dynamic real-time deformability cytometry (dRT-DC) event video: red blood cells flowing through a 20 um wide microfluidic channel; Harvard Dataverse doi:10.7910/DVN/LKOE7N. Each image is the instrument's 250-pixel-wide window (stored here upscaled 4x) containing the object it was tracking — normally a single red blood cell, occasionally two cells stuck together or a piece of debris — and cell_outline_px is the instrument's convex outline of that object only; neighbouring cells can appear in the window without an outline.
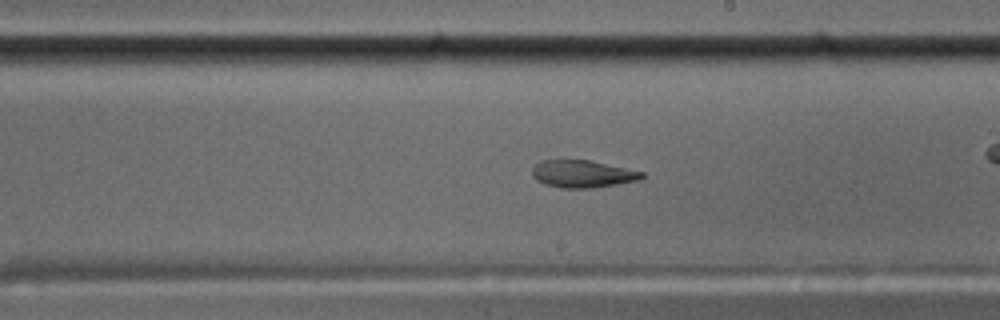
{"species": "common noctule bat (a hibernating species)", "species_latin": "Nyctalus noctula", "temperature_condition": "cold", "stored_images_in_passage": 59, "camera_frame_rate_fps": 3000, "um_per_image_px": 0.085, "animal": {"sex": "male", "body_mass_g": 17.5, "forearm_length_mm": 52.3}, "frame": {"image": 1, "passage_image": 34, "time_ms": 11.0, "image_size_px": [1000, 320], "cell_outline_px": [[644, 176], [640, 180], [592, 188], [560, 188], [544, 184], [536, 180], [532, 176], [532, 168], [540, 160], [588, 160], [644, 172]], "centroid_in_image_um": [49.48, 14.79], "position_along_channel_um": 239.5, "area_um2": 17.46}, "authors_computed_cell_mechanics": {"area_um2": 18.3226, "velocity_mm_per_s": 3.5374, "shape_relaxation_time_tau1_ms": null, "shape_relaxation_time_tau2_ms": 4.8717, "deformation_change_tau1": null, "deformation_change_tau2": 0.0866}}